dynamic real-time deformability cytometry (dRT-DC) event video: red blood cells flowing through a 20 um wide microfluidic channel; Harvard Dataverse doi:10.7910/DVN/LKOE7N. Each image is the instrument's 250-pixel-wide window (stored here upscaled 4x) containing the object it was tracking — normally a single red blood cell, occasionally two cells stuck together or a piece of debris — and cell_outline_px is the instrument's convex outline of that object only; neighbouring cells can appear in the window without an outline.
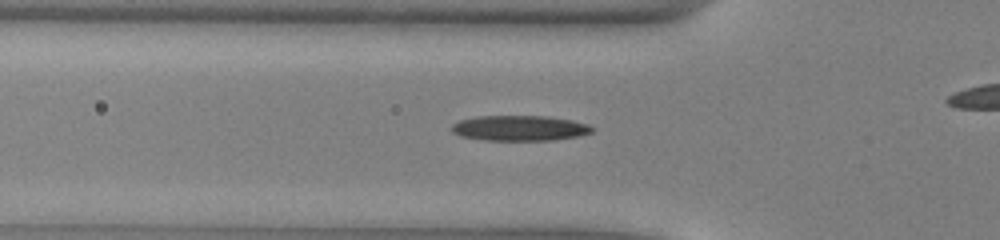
{"species": "common noctule bat (a hibernating species)", "species_latin": "Nyctalus noctula", "temperature_condition": "warm", "stored_images_in_passage": 40, "camera_frame_rate_fps": 3000, "um_per_image_px": 0.085, "animal": {"sex": "male", "body_mass_g": 13.0, "forearm_length_mm": 53.1}, "frame": {"image": 1, "passage_image": 16, "time_ms": 5.0, "image_size_px": [1000, 240], "cell_outline_px": [[596, 128], [592, 132], [580, 136], [552, 140], [484, 140], [460, 136], [452, 132], [452, 124], [460, 120], [476, 116], [548, 116], [572, 120], [588, 124]], "centroid_in_image_um": [44.2, 10.89], "position_along_channel_um": 81.6, "area_um2": 20.87}}
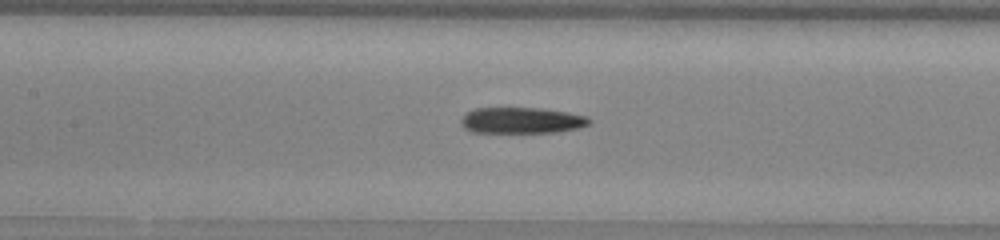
{"frame": {"image": 2, "passage_image": 22, "time_ms": 7.0, "image_size_px": [1000, 240], "cell_outline_px": [[592, 120], [588, 124], [580, 128], [556, 132], [472, 132], [464, 128], [460, 124], [460, 120], [468, 112], [476, 108], [540, 108], [568, 112], [588, 116]], "centroid_in_image_um": [44.36, 10.23], "position_along_channel_um": 163.0, "area_um2": 19.48}}
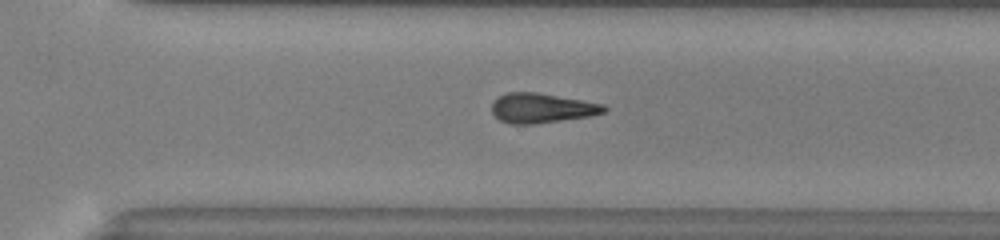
{"frame": {"image": 3, "passage_image": 34, "time_ms": 11.0, "image_size_px": [1000, 240], "cell_outline_px": [[608, 108], [604, 112], [592, 116], [536, 124], [508, 124], [500, 120], [492, 112], [492, 100], [508, 92], [536, 92], [604, 104]], "centroid_in_image_um": [46.04, 9.19], "position_along_channel_um": 324.6, "area_um2": 19.54}}